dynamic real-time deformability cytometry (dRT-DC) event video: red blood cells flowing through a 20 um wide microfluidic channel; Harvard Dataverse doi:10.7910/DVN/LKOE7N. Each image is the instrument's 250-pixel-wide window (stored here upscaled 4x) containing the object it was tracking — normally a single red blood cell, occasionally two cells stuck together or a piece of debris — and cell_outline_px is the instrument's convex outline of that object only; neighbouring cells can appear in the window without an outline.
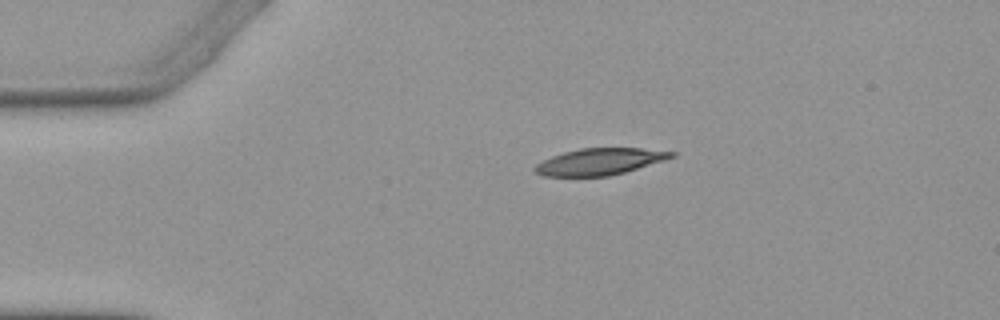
{"species": "Egyptian fruit bat (a non-hibernating species)", "species_latin": "Rousettus aegyptiacus", "temperature_condition": "warm", "stored_images_in_passage": 5, "segment_of_instrument_passage": [2, 2], "camera_frame_rate_fps": 3000, "um_per_image_px": 0.085, "animal": {"sex": "female"}, "frame": {"image": 1, "passage_image": 5, "time_ms": 4.667, "image_size_px": [1000, 320], "cell_outline_px": [[676, 156], [664, 160], [624, 172], [608, 176], [544, 176], [532, 172], [532, 168], [536, 164], [552, 156], [564, 152], [580, 148], [640, 148], [676, 152]], "centroid_in_image_um": [50.94, 13.74], "position_along_channel_um": 34.1, "area_um2": 21.1}}